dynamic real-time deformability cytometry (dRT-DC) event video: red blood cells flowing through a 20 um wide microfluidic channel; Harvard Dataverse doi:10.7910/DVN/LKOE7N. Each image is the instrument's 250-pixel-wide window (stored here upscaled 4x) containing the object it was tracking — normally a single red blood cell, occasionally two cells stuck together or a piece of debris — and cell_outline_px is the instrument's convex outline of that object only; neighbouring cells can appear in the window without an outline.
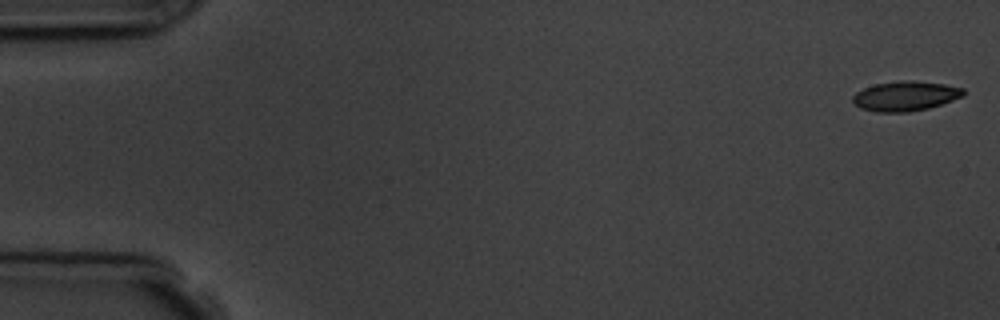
{"species": "common noctule bat (a hibernating species)", "species_latin": "Nyctalus noctula", "temperature_condition": "room temperature", "stored_images_in_passage": 6, "camera_frame_rate_fps": 3000, "um_per_image_px": 0.085, "animal": {"sex": "male", "body_mass_g": 19.5, "forearm_length_mm": 54.6}, "frame": {"image": 1, "passage_image": 1, "time_ms": 0.0, "image_size_px": [1000, 320], "cell_outline_px": [[964, 96], [928, 108], [908, 112], [876, 112], [860, 108], [852, 100], [852, 96], [856, 92], [864, 88], [876, 84], [900, 80], [912, 80], [944, 84], [964, 88]], "centroid_in_image_um": [76.95, 8.16], "position_along_channel_um": 8.1, "area_um2": 19.13}}
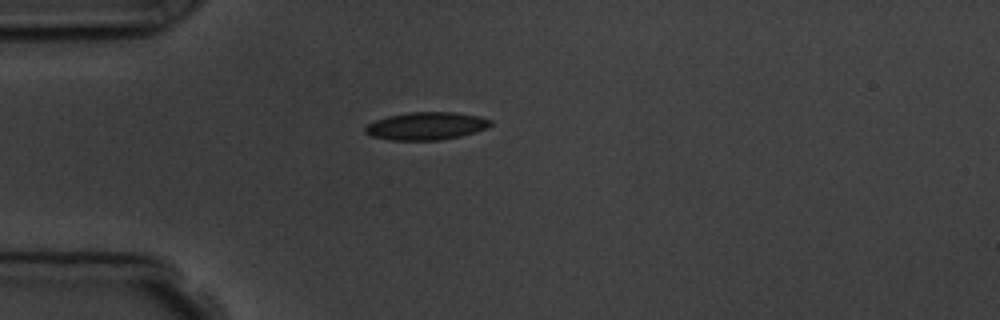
{"frame": {"image": 2, "passage_image": 5, "time_ms": 4.667, "image_size_px": [1000, 320], "cell_outline_px": [[492, 124], [488, 128], [476, 132], [460, 136], [440, 140], [388, 140], [372, 136], [364, 132], [364, 128], [368, 124], [376, 120], [388, 116], [408, 112], [456, 112], [480, 116], [492, 120]], "centroid_in_image_um": [36.26, 10.71], "position_along_channel_um": 48.7, "area_um2": 20.4}}